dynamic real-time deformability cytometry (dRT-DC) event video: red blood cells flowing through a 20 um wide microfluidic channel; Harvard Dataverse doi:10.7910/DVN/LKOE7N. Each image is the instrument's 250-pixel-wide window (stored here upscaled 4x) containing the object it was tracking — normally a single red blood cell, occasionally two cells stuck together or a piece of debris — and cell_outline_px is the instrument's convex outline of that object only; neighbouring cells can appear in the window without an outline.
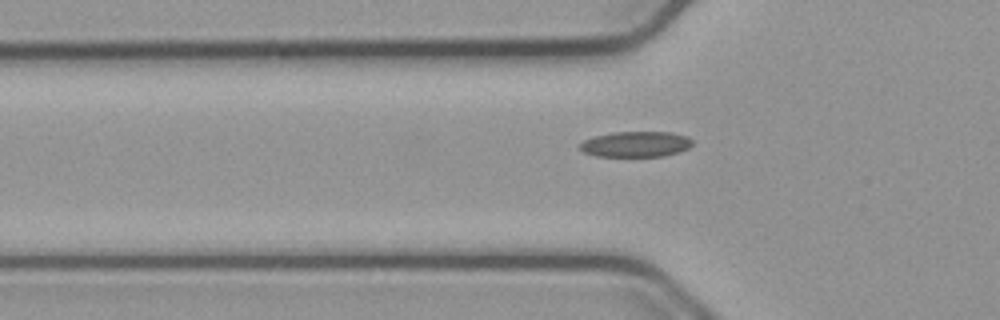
{"species": "common noctule bat (a hibernating species)", "species_latin": "Nyctalus noctula", "temperature_condition": "cold", "stored_images_in_passage": 35, "camera_frame_rate_fps": 3000, "um_per_image_px": 0.085, "animal": {"sex": "male", "body_mass_g": 23.1, "forearm_length_mm": 52.7}, "frame": {"image": 1, "passage_image": 4, "time_ms": 1.0, "image_size_px": [1000, 320], "cell_outline_px": [[692, 144], [688, 148], [680, 152], [664, 156], [596, 156], [584, 152], [580, 148], [580, 144], [584, 140], [596, 136], [612, 132], [672, 132], [688, 136], [692, 140]], "centroid_in_image_um": [54.08, 12.25], "position_along_channel_um": 71.7, "area_um2": 16.76}}
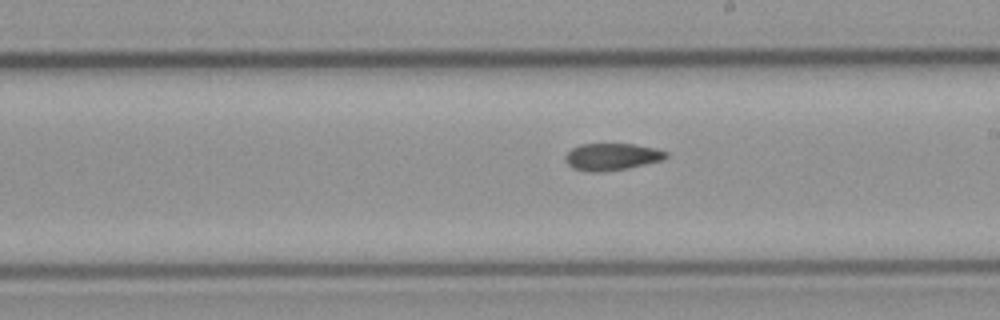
{"frame": {"image": 2, "passage_image": 17, "time_ms": 5.333, "image_size_px": [1000, 320], "cell_outline_px": [[668, 156], [660, 160], [628, 168], [600, 172], [588, 172], [572, 168], [564, 160], [564, 156], [572, 148], [580, 144], [636, 144], [656, 148], [668, 152]], "centroid_in_image_um": [51.98, 13.32], "position_along_channel_um": 237.0, "area_um2": 15.9}}
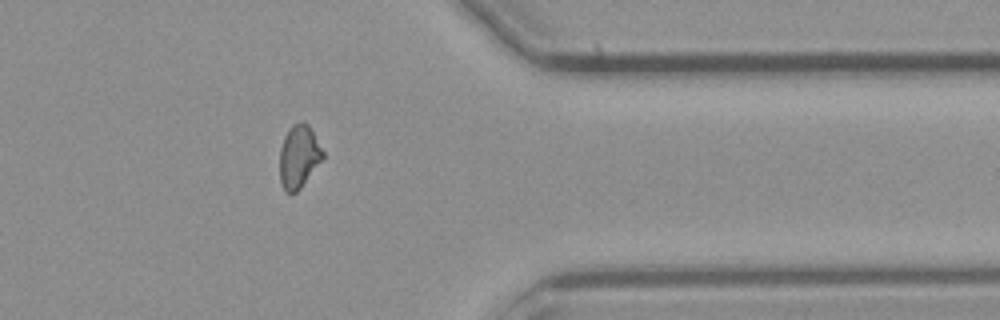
{"frame": {"image": 3, "passage_image": 30, "time_ms": 9.667, "image_size_px": [1000, 320], "cell_outline_px": [[324, 156], [300, 188], [296, 192], [284, 192], [280, 180], [280, 148], [284, 136], [288, 128], [292, 124], [300, 120], [304, 120], [308, 124], [324, 152]], "centroid_in_image_um": [25.38, 13.26], "position_along_channel_um": 386.0, "area_um2": 15.78}, "authors_computed_cell_mechanics": {"area_um2": 16.1262, "velocity_mm_per_s": 3.7763, "shape_relaxation_time_tau1_ms": null, "shape_relaxation_time_tau2_ms": 5.0892, "deformation_change_tau1": null, "deformation_change_tau2": 0.1029}}